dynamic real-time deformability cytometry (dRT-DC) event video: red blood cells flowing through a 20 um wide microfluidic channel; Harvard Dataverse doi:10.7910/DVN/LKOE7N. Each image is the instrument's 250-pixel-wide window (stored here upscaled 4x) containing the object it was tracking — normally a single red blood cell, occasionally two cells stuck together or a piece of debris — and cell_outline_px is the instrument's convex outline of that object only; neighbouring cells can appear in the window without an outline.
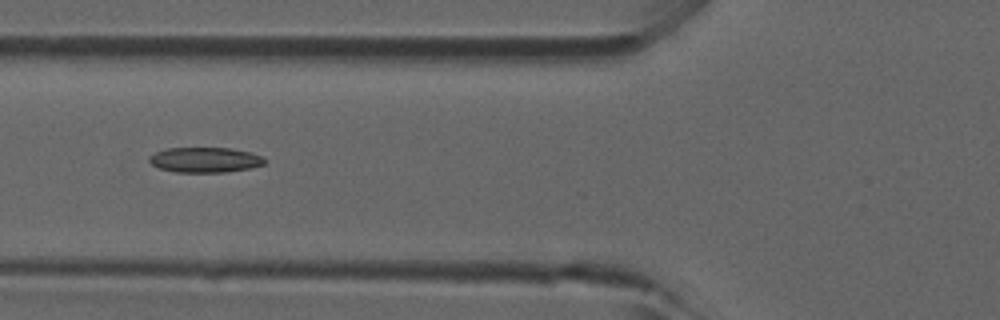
{"species": "common noctule bat (a hibernating species)", "species_latin": "Nyctalus noctula", "temperature_condition": "room temperature", "stored_images_in_passage": 24, "camera_frame_rate_fps": 3000, "um_per_image_px": 0.085, "animal": {"sex": "male", "forearm_length_mm": 52.5}, "frame": {"image": 1, "passage_image": 17, "time_ms": 5.333, "image_size_px": [1000, 320], "cell_outline_px": [[264, 164], [252, 168], [228, 172], [176, 172], [160, 168], [152, 164], [148, 160], [148, 156], [164, 148], [228, 148], [248, 152], [260, 156], [264, 160]], "centroid_in_image_um": [17.38, 13.59], "position_along_channel_um": 108.4, "area_um2": 16.82}}
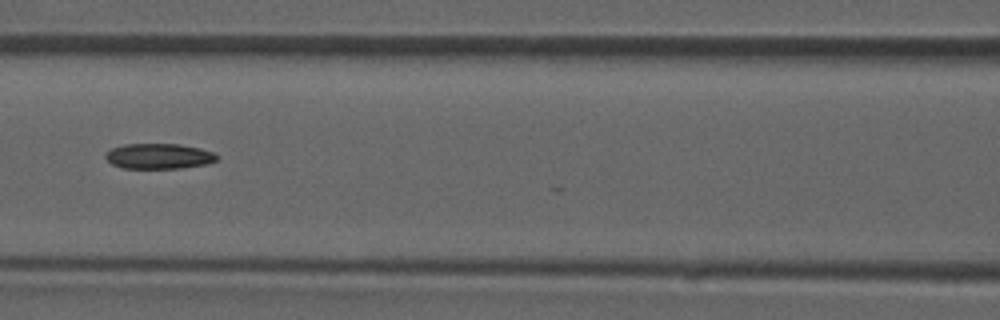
{"frame": {"image": 2, "passage_image": 20, "time_ms": 6.333, "image_size_px": [1000, 320], "cell_outline_px": [[220, 156], [216, 160], [204, 164], [180, 168], [124, 168], [112, 164], [104, 156], [112, 148], [124, 144], [180, 144], [200, 148], [212, 152]], "centroid_in_image_um": [13.51, 13.27], "position_along_channel_um": 153.1, "area_um2": 16.3}}